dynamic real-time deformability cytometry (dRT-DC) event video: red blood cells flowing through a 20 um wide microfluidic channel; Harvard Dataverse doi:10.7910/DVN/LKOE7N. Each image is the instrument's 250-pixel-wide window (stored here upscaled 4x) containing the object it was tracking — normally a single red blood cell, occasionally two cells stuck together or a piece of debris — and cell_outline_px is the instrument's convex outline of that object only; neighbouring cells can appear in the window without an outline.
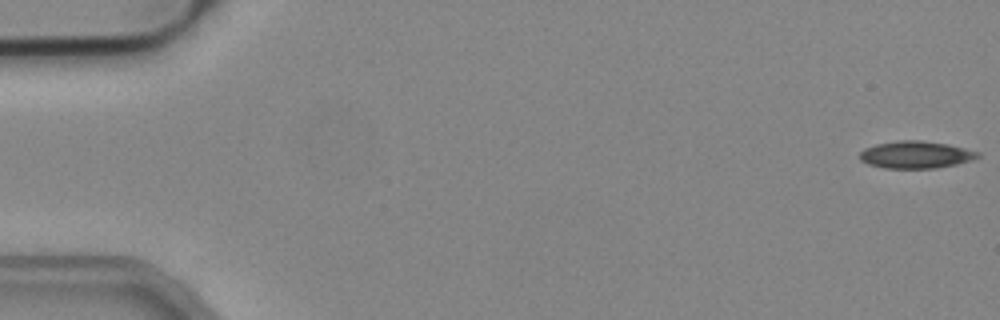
{"species": "common noctule bat (a hibernating species)", "species_latin": "Nyctalus noctula", "temperature_condition": "cold", "stored_images_in_passage": 52, "camera_frame_rate_fps": 3000, "um_per_image_px": 0.085, "animal": {"sex": "male", "body_mass_g": 19.2, "forearm_length_mm": 51.8}, "frame": {"image": 1, "passage_image": 1, "time_ms": 0.0, "image_size_px": [1000, 320], "cell_outline_px": [[980, 156], [972, 160], [956, 164], [936, 168], [884, 168], [868, 164], [860, 160], [860, 152], [864, 148], [876, 144], [896, 140], [920, 140], [948, 144], [980, 152]], "centroid_in_image_um": [77.83, 13.14], "position_along_channel_um": 7.2, "area_um2": 18.79}}
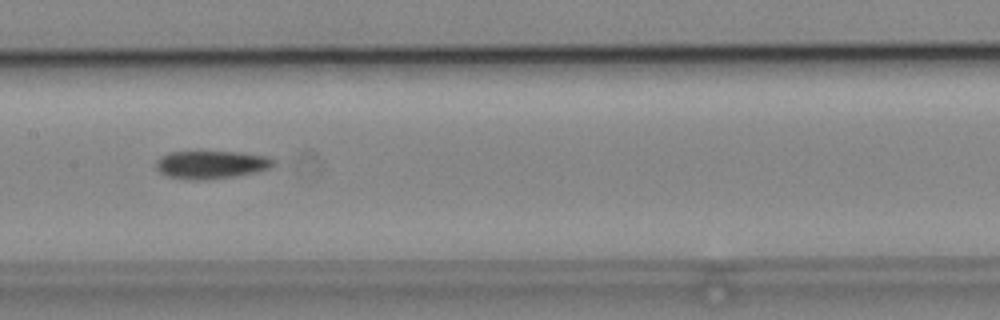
{"frame": {"image": 2, "passage_image": 26, "time_ms": 8.333, "image_size_px": [1000, 320], "cell_outline_px": [[276, 164], [268, 168], [252, 172], [232, 176], [204, 180], [196, 180], [168, 176], [160, 172], [156, 168], [156, 160], [160, 156], [168, 152], [196, 148], [240, 152], [268, 156], [276, 160]], "centroid_in_image_um": [17.9, 13.92], "position_along_channel_um": 189.5, "area_um2": 20.0}}
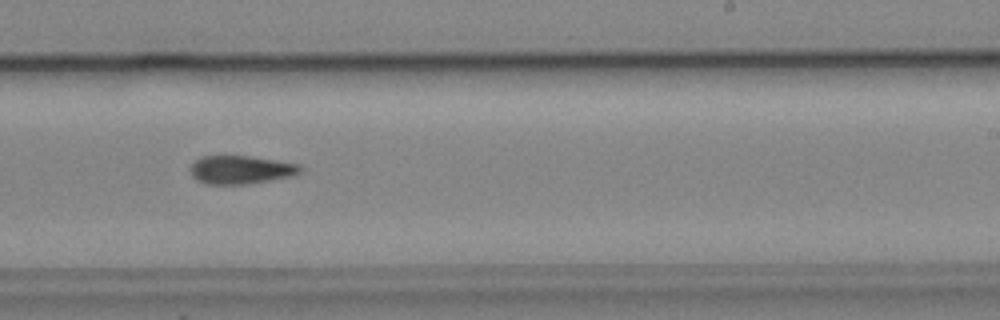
{"frame": {"image": 3, "passage_image": 32, "time_ms": 10.333, "image_size_px": [1000, 320], "cell_outline_px": [[304, 172], [292, 176], [248, 184], [204, 184], [196, 180], [192, 176], [192, 164], [200, 156], [248, 156], [276, 160], [300, 164], [304, 168]], "centroid_in_image_um": [20.52, 14.43], "position_along_channel_um": 268.5, "area_um2": 18.26}}